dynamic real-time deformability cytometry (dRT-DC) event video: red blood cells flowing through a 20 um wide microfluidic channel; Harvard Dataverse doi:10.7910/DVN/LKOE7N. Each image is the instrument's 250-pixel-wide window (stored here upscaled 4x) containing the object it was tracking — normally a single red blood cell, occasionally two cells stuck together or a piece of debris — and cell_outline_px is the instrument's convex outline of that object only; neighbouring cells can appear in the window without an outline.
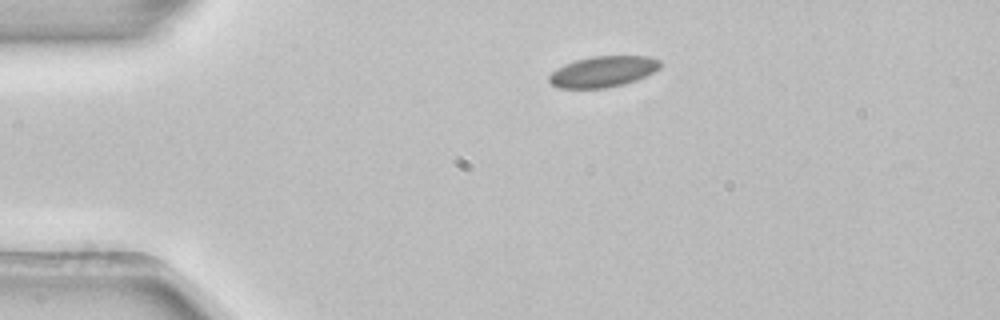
{"species": "common noctule bat (a hibernating species)", "species_latin": "Nyctalus noctula", "temperature_condition": "room temperature", "stored_images_in_passage": 2, "camera_frame_rate_fps": 3000, "um_per_image_px": 0.085, "animal": {"sex": "female", "body_mass_g": 22.7, "forearm_length_mm": 54.2}, "frame": {"image": 1, "passage_image": 1, "time_ms": 0.0, "image_size_px": [1000, 320], "cell_outline_px": [[660, 68], [636, 80], [624, 84], [604, 88], [560, 88], [552, 84], [548, 80], [548, 76], [556, 68], [564, 64], [576, 60], [592, 56], [648, 56], [660, 60]], "centroid_in_image_um": [51.23, 6.08], "position_along_channel_um": 33.8, "area_um2": 19.94}}